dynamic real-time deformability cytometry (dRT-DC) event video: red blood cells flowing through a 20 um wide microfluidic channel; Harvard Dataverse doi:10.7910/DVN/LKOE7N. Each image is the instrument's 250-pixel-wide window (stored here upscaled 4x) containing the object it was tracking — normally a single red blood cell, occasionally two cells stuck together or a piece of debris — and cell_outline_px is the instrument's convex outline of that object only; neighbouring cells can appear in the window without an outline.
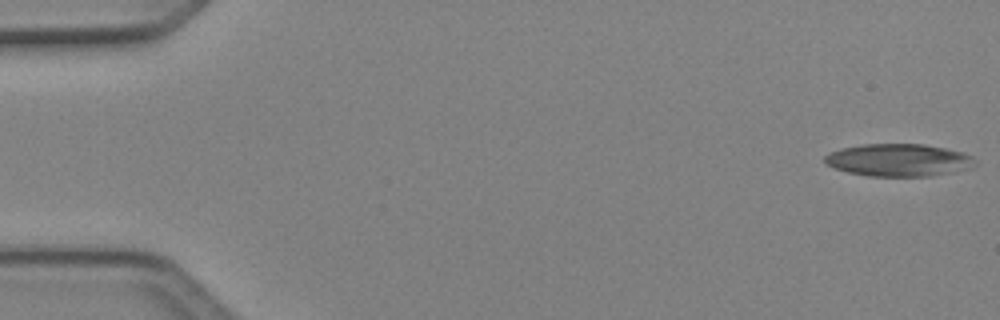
{"species": "Egyptian fruit bat (a non-hibernating species)", "species_latin": "Rousettus aegyptiacus", "temperature_condition": "cold", "stored_images_in_passage": 6, "camera_frame_rate_fps": 3000, "um_per_image_px": 0.085, "animal": {"sex": "female"}, "frame": {"image": 1, "passage_image": 1, "time_ms": 0.0, "image_size_px": [1000, 320], "cell_outline_px": [[976, 164], [972, 168], [932, 176], [868, 176], [848, 172], [824, 164], [824, 156], [828, 152], [840, 148], [864, 144], [924, 144], [964, 152], [972, 156], [976, 160]], "centroid_in_image_um": [76.39, 13.6], "position_along_channel_um": 8.6, "area_um2": 28.73}}